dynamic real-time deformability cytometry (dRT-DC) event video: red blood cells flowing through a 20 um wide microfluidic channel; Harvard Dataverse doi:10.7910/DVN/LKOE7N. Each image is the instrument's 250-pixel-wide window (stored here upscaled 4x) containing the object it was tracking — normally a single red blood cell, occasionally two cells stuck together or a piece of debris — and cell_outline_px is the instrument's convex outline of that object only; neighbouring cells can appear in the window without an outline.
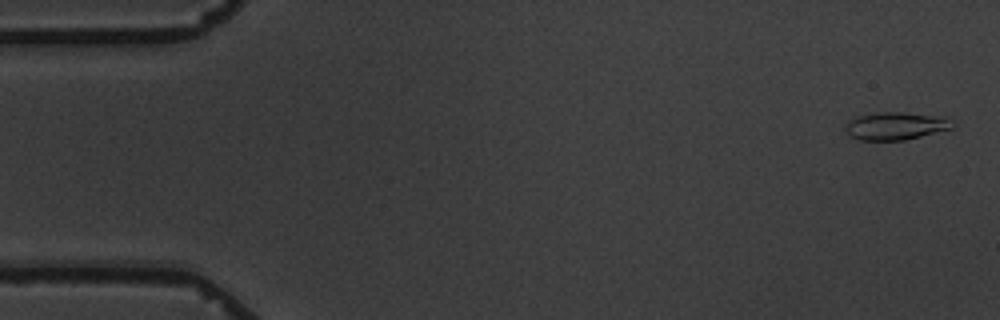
{"species": "common noctule bat (a hibernating species)", "species_latin": "Nyctalus noctula", "temperature_condition": "warm", "stored_images_in_passage": 5, "camera_frame_rate_fps": 3000, "um_per_image_px": 0.085, "animal": {"sex": "male", "body_mass_g": 19.5, "forearm_length_mm": 54.6}, "frame": {"image": 1, "passage_image": 1, "time_ms": 0.0, "image_size_px": [1000, 320], "cell_outline_px": [[956, 124], [952, 128], [904, 140], [860, 140], [848, 136], [844, 128], [844, 124], [848, 120], [856, 116], [876, 112], [904, 112], [944, 116], [952, 120]], "centroid_in_image_um": [76.1, 10.69], "position_along_channel_um": 8.9, "area_um2": 17.63}}